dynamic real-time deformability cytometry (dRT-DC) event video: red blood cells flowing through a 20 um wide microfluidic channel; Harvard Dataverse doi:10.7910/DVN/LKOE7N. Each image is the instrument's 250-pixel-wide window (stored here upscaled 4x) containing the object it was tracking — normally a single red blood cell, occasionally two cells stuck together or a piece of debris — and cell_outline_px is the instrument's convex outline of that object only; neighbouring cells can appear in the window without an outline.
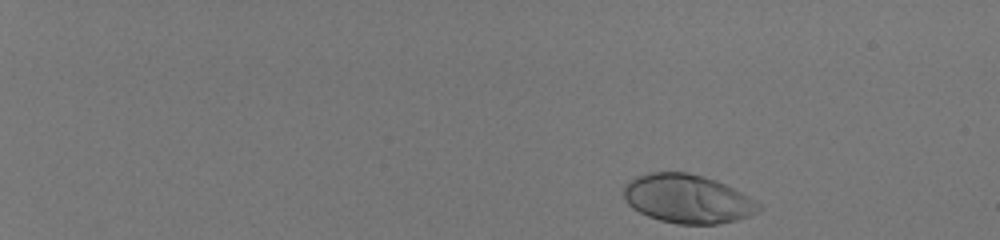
{"species": "human", "species_latin": "Homo sapiens", "temperature_condition": "room temperature", "stored_images_in_passage": 45, "camera_frame_rate_fps": 3000, "um_per_image_px": 0.085, "donor": {"sex": "male"}, "frame": {"image": 1, "passage_image": 1, "time_ms": 0.0, "image_size_px": [1000, 240], "cell_outline_px": [[764, 208], [760, 212], [736, 220], [716, 224], [676, 224], [660, 220], [648, 216], [632, 208], [624, 200], [624, 184], [628, 180], [636, 176], [648, 172], [688, 172], [704, 176], [716, 180], [756, 200]], "centroid_in_image_um": [58.43, 16.9], "position_along_channel_um": 26.6, "area_um2": 38.61}}
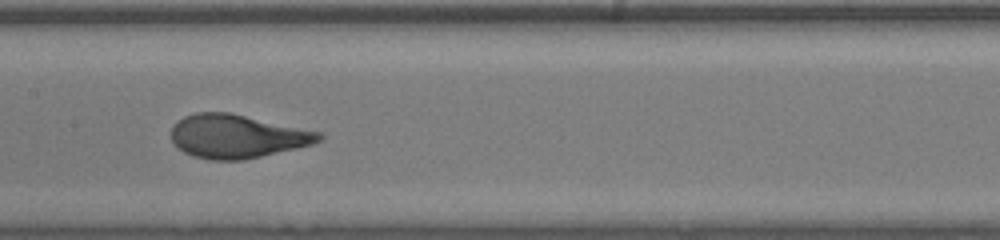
{"frame": {"image": 2, "passage_image": 26, "time_ms": 8.333, "image_size_px": [1000, 240], "cell_outline_px": [[324, 136], [320, 140], [312, 144], [296, 148], [244, 160], [212, 160], [192, 156], [176, 148], [172, 140], [172, 124], [184, 116], [196, 112], [232, 112], [324, 132]], "centroid_in_image_um": [20.16, 11.57], "position_along_channel_um": 187.2, "area_um2": 37.97}}
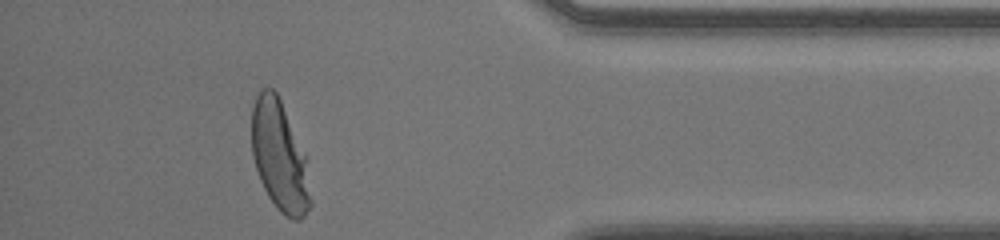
{"frame": {"image": 3, "passage_image": 44, "time_ms": 14.333, "image_size_px": [1000, 240], "cell_outline_px": [[312, 204], [304, 216], [300, 220], [292, 220], [280, 212], [276, 208], [268, 196], [260, 180], [252, 156], [252, 104], [256, 96], [264, 88], [272, 88], [276, 92], [308, 156], [312, 200]], "centroid_in_image_um": [23.81, 13.32], "position_along_channel_um": 411.4, "area_um2": 38.49}, "authors_computed_cell_mechanics": {"area_um2": 37.3388, "velocity_mm_per_s": 4.0528, "shape_relaxation_time_tau1_ms": 3.1699, "shape_relaxation_time_tau2_ms": null, "deformation_change_tau1": 0.2142, "deformation_change_tau2": null}}